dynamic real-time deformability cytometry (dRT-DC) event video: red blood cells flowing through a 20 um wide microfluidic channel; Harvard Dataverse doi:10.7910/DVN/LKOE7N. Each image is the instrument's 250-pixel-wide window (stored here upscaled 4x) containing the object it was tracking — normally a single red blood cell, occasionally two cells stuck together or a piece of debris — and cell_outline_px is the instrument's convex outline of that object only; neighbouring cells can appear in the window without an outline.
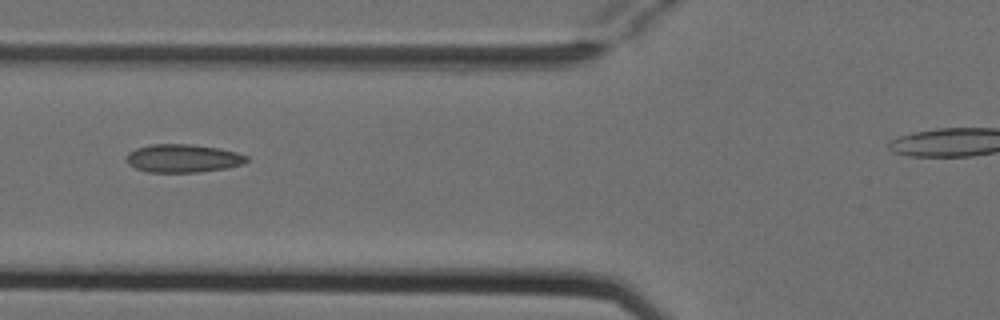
{"species": "Egyptian fruit bat (a non-hibernating species)", "species_latin": "Rousettus aegyptiacus", "temperature_condition": "cold", "stored_images_in_passage": 3, "camera_frame_rate_fps": 3000, "um_per_image_px": 0.085, "animal": {"sex": "female"}, "frame": {"image": 1, "passage_image": 3, "time_ms": 0.667, "image_size_px": [1000, 320], "cell_outline_px": [[248, 160], [244, 164], [228, 168], [200, 172], [148, 172], [136, 168], [128, 164], [124, 156], [128, 152], [136, 148], [148, 144], [192, 144], [220, 148], [236, 152], [248, 156]], "centroid_in_image_um": [15.54, 13.45], "position_along_channel_um": 110.3, "area_um2": 20.06}}